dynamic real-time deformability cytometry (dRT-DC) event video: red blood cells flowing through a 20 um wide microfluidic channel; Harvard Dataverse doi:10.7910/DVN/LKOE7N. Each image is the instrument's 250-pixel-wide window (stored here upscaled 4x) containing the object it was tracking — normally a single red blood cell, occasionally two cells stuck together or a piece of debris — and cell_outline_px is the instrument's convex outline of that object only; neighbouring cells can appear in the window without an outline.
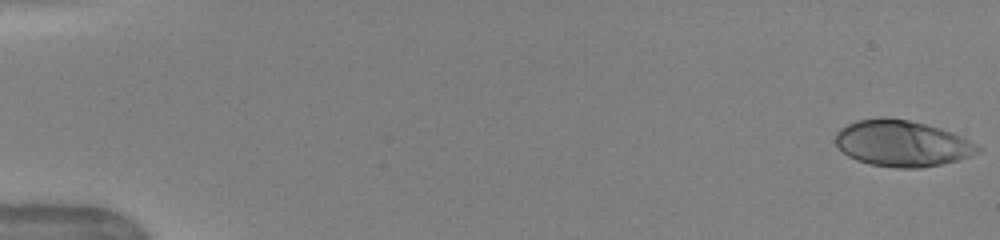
{"species": "human", "species_latin": "Homo sapiens", "temperature_condition": "warm", "stored_images_in_passage": 50, "camera_frame_rate_fps": 3000, "um_per_image_px": 0.085, "donor": {"sex": "female"}, "frame": {"image": 1, "passage_image": 1, "time_ms": 0.0, "image_size_px": [1000, 240], "cell_outline_px": [[984, 148], [980, 152], [956, 160], [940, 164], [920, 168], [896, 168], [868, 164], [856, 160], [848, 156], [836, 144], [836, 132], [840, 128], [856, 120], [884, 116], [908, 120], [940, 128], [952, 132]], "centroid_in_image_um": [76.66, 12.18], "position_along_channel_um": 8.3, "area_um2": 38.26}}
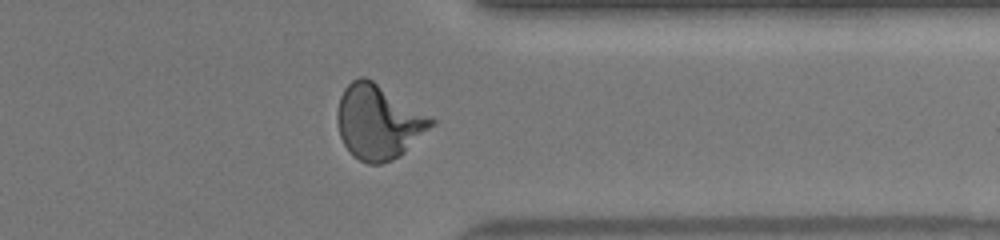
{"frame": {"image": 2, "passage_image": 41, "time_ms": 13.333, "image_size_px": [1000, 240], "cell_outline_px": [[436, 124], [400, 156], [392, 160], [380, 164], [368, 164], [352, 156], [344, 144], [340, 136], [336, 116], [336, 112], [340, 96], [344, 88], [352, 80], [360, 76], [364, 76], [372, 80], [432, 116], [436, 120]], "centroid_in_image_um": [32.17, 10.37], "position_along_channel_um": 379.2, "area_um2": 41.04}}
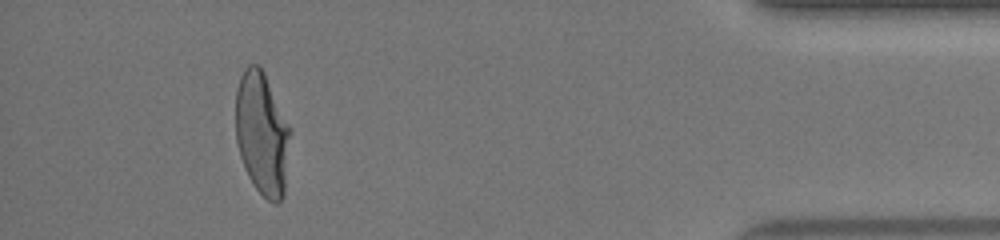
{"frame": {"image": 3, "passage_image": 47, "time_ms": 15.333, "image_size_px": [1000, 240], "cell_outline_px": [[292, 132], [284, 196], [276, 204], [268, 200], [256, 188], [248, 176], [244, 168], [240, 156], [236, 140], [236, 88], [240, 76], [244, 68], [248, 64], [256, 64], [264, 72], [292, 128]], "centroid_in_image_um": [22.3, 11.35], "position_along_channel_um": 412.9, "area_um2": 39.77}}